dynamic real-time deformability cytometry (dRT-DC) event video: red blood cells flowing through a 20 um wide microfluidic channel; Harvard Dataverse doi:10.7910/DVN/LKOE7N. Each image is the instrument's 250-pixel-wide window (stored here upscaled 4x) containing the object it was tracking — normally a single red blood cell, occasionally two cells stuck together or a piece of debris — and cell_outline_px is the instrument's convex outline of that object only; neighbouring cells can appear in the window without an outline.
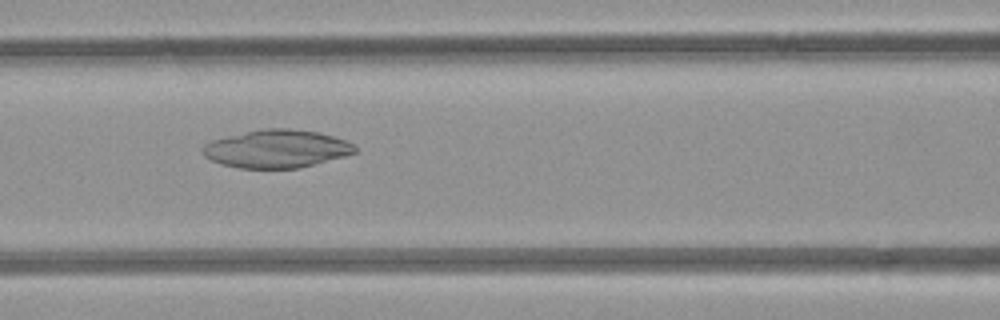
{"species": "common noctule bat (a hibernating species)", "species_latin": "Nyctalus noctula", "temperature_condition": "room temperature", "stored_images_in_passage": 5, "camera_frame_rate_fps": 3000, "um_per_image_px": 0.085, "animal": {"sex": "female", "body_mass_g": 21.9}, "frame": {"image": 1, "passage_image": 5, "time_ms": 4.333, "image_size_px": [1000, 320], "cell_outline_px": [[356, 152], [344, 156], [300, 168], [240, 168], [220, 164], [204, 156], [204, 144], [212, 140], [228, 136], [264, 128], [288, 128], [316, 132], [332, 136], [344, 140], [352, 144], [356, 148]], "centroid_in_image_um": [23.5, 12.65], "position_along_channel_um": 143.1, "area_um2": 33.29}}